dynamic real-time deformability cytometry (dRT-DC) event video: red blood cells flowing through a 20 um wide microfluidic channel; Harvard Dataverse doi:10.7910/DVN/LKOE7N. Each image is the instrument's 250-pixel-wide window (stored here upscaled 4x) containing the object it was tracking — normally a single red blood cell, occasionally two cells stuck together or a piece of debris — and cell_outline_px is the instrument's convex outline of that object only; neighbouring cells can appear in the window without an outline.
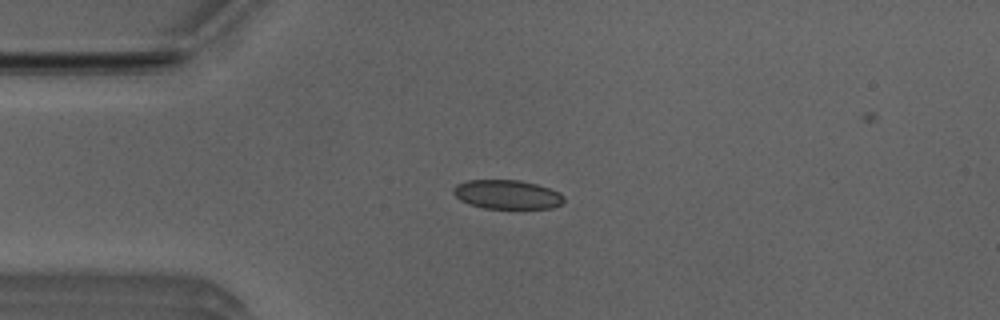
{"species": "Egyptian fruit bat (a non-hibernating species)", "species_latin": "Rousettus aegyptiacus", "temperature_condition": "room temperature", "stored_images_in_passage": 44, "camera_frame_rate_fps": 3000, "um_per_image_px": 0.085, "animal": {"sex": "male"}, "frame": {"image": 1, "passage_image": 5, "time_ms": 1.333, "image_size_px": [1000, 320], "cell_outline_px": [[564, 200], [560, 204], [552, 208], [484, 208], [468, 204], [460, 200], [452, 192], [452, 188], [456, 184], [468, 180], [520, 180], [536, 184], [560, 192], [564, 196]], "centroid_in_image_um": [43.08, 16.53], "position_along_channel_um": 41.9, "area_um2": 18.73}}
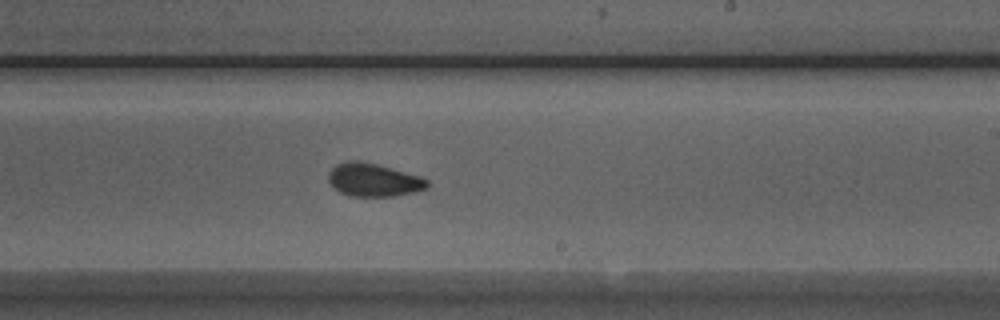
{"frame": {"image": 2, "passage_image": 23, "time_ms": 7.333, "image_size_px": [1000, 320], "cell_outline_px": [[428, 188], [396, 196], [348, 196], [340, 192], [328, 180], [328, 172], [336, 164], [348, 160], [356, 160], [376, 164], [420, 176], [428, 180]], "centroid_in_image_um": [31.74, 15.29], "position_along_channel_um": 257.3, "area_um2": 18.96}}
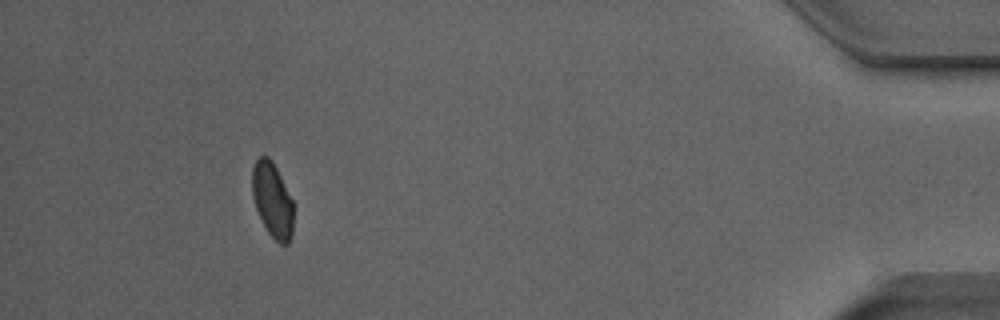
{"frame": {"image": 3, "passage_image": 40, "time_ms": 13.0, "image_size_px": [1000, 320], "cell_outline_px": [[292, 236], [288, 244], [280, 244], [268, 232], [256, 208], [252, 196], [252, 168], [256, 160], [260, 156], [268, 156], [272, 160], [292, 200]], "centroid_in_image_um": [23.14, 16.99], "position_along_channel_um": 412.1, "area_um2": 17.69}, "authors_computed_cell_mechanics": {"area_um2": 18.8717, "velocity_mm_per_s": 3.9322, "shape_relaxation_time_tau1_ms": 7.4695, "shape_relaxation_time_tau2_ms": 1.0621, "deformation_change_tau1": 0.1391, "deformation_change_tau2": 0.0594}}